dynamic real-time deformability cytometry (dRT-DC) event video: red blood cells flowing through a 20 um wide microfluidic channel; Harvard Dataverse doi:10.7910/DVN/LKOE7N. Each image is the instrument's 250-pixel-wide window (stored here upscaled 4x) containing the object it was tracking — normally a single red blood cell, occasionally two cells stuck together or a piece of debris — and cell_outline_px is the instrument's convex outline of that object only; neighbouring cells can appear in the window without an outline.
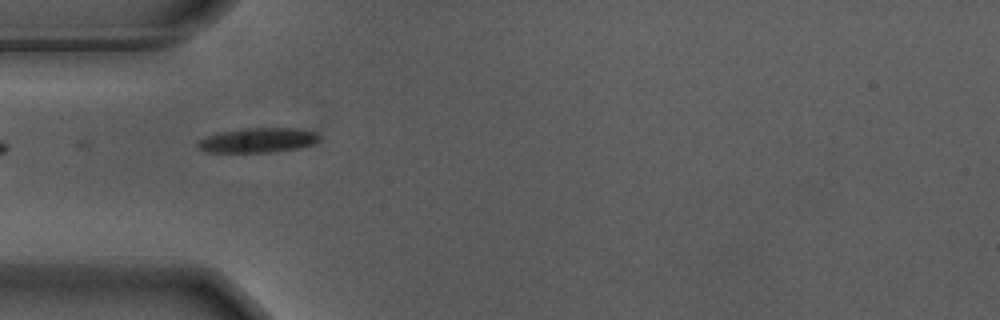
{"species": "Egyptian fruit bat (a non-hibernating species)", "species_latin": "Rousettus aegyptiacus", "temperature_condition": "warm", "stored_images_in_passage": 24, "camera_frame_rate_fps": 3000, "um_per_image_px": 0.085, "animal": {"sex": "male"}, "frame": {"image": 1, "passage_image": 1, "time_ms": 0.0, "image_size_px": [1000, 320], "cell_outline_px": [[320, 140], [312, 144], [296, 148], [268, 152], [208, 152], [200, 148], [196, 144], [200, 140], [208, 136], [220, 132], [244, 128], [296, 128], [316, 132], [320, 136]], "centroid_in_image_um": [21.95, 11.91], "position_along_channel_um": 63.1, "area_um2": 17.22}}
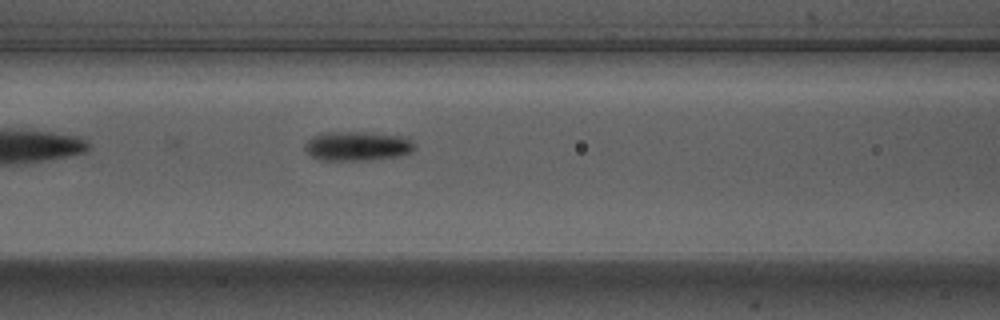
{"frame": {"image": 2, "passage_image": 7, "time_ms": 2.0, "image_size_px": [1000, 320], "cell_outline_px": [[416, 148], [412, 152], [396, 156], [368, 160], [320, 160], [312, 156], [304, 148], [304, 144], [312, 136], [324, 132], [364, 132], [408, 136], [416, 144]], "centroid_in_image_um": [30.41, 12.4], "position_along_channel_um": 136.2, "area_um2": 18.96}}
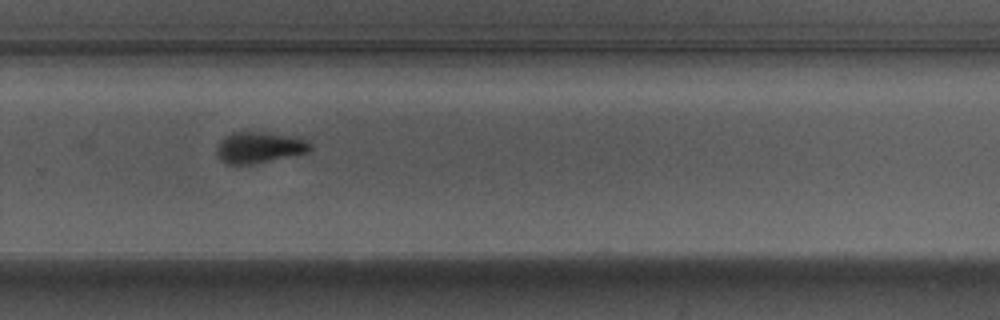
{"frame": {"image": 3, "passage_image": 21, "time_ms": 6.667, "image_size_px": [1000, 320], "cell_outline_px": [[312, 148], [308, 152], [252, 164], [228, 164], [220, 160], [216, 152], [216, 148], [220, 140], [224, 136], [232, 132], [244, 128], [268, 132], [304, 140], [312, 144]], "centroid_in_image_um": [21.95, 12.49], "position_along_channel_um": 307.9, "area_um2": 17.28}}